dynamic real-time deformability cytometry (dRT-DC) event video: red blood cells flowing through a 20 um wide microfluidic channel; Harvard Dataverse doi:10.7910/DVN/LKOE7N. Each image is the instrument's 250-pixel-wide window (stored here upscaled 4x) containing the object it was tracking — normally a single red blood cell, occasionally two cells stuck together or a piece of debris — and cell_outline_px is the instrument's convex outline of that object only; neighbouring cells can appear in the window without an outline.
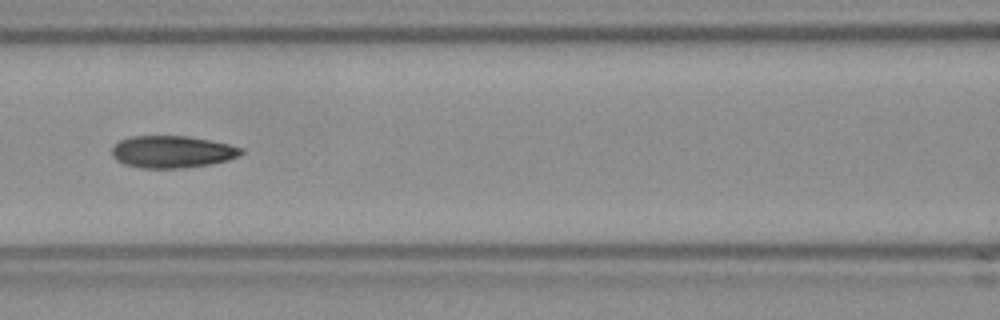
{"species": "Egyptian fruit bat (a non-hibernating species)", "species_latin": "Rousettus aegyptiacus", "temperature_condition": "room temperature", "stored_images_in_passage": 22, "camera_frame_rate_fps": 3000, "um_per_image_px": 0.085, "frame": {"image": 1, "passage_image": 13, "time_ms": 4.0, "image_size_px": [1000, 320], "cell_outline_px": [[244, 152], [240, 156], [228, 160], [212, 164], [184, 168], [140, 168], [124, 164], [116, 160], [112, 156], [112, 148], [120, 140], [128, 136], [188, 136], [228, 144], [244, 148]], "centroid_in_image_um": [14.64, 12.91], "position_along_channel_um": 152.0, "area_um2": 24.39}}